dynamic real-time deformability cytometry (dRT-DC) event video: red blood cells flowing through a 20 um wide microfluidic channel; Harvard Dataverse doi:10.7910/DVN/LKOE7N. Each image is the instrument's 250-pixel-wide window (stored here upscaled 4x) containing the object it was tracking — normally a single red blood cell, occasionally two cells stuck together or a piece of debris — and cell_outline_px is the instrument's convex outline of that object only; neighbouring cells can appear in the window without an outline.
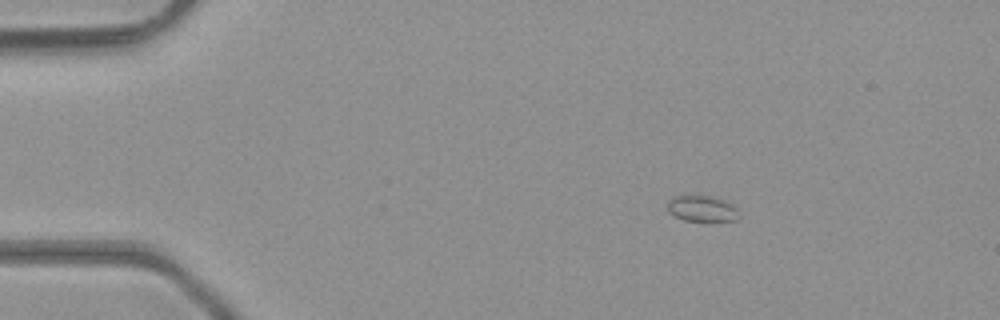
{"species": "common noctule bat (a hibernating species)", "species_latin": "Nyctalus noctula", "temperature_condition": "room temperature", "stored_images_in_passage": 4, "camera_frame_rate_fps": 3000, "um_per_image_px": 0.085, "animal": {"sex": "male", "body_mass_g": 23.1, "forearm_length_mm": 52.7}, "frame": {"image": 1, "passage_image": 2, "time_ms": 0.333, "image_size_px": [1000, 320], "cell_outline_px": [[736, 220], [684, 220], [668, 212], [668, 200], [676, 196], [712, 196], [724, 200], [732, 204], [736, 208]], "centroid_in_image_um": [59.63, 17.71], "position_along_channel_um": 25.4, "area_um2": 10.4}}